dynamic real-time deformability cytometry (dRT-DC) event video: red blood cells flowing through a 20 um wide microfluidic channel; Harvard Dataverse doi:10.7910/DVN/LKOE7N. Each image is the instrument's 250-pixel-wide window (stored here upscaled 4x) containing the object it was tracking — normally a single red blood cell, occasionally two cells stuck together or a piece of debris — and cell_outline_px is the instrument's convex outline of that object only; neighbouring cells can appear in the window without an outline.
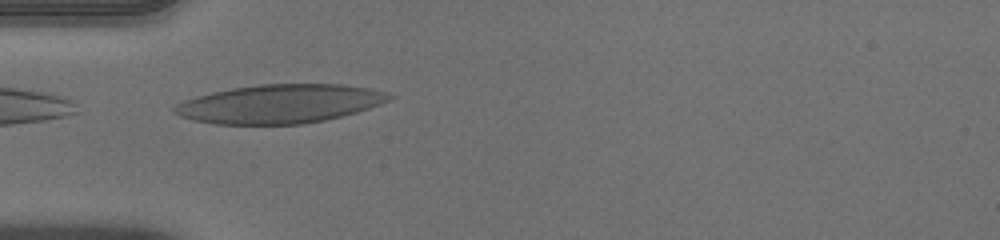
{"species": "human", "species_latin": "Homo sapiens", "temperature_condition": "warm", "stored_images_in_passage": 37, "camera_frame_rate_fps": 3000, "um_per_image_px": 0.085, "donor": {"sex": "male"}, "frame": {"image": 1, "passage_image": 2, "time_ms": 0.333, "image_size_px": [1000, 240], "cell_outline_px": [[396, 96], [380, 104], [356, 112], [324, 120], [304, 124], [212, 124], [192, 120], [180, 116], [172, 112], [172, 108], [176, 104], [184, 100], [196, 96], [212, 92], [232, 88], [260, 84], [340, 84], [368, 88], [388, 92]], "centroid_in_image_um": [23.75, 8.82], "position_along_channel_um": 61.3, "area_um2": 48.49}}
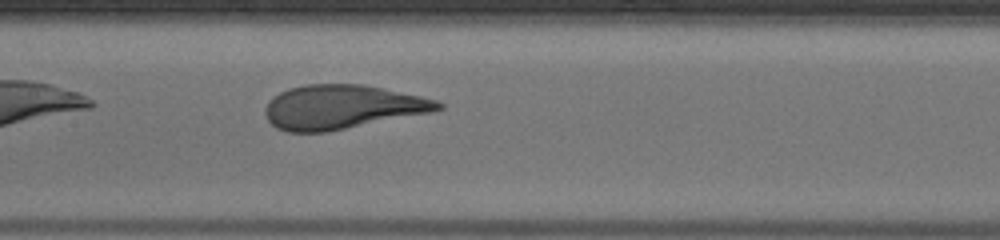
{"frame": {"image": 2, "passage_image": 11, "time_ms": 3.333, "image_size_px": [1000, 240], "cell_outline_px": [[444, 108], [432, 112], [328, 132], [288, 132], [276, 128], [268, 120], [264, 112], [264, 108], [268, 100], [272, 96], [288, 88], [308, 84], [364, 84], [384, 88], [420, 96], [436, 100], [444, 104]], "centroid_in_image_um": [29.05, 9.09], "position_along_channel_um": 178.3, "area_um2": 44.68}}
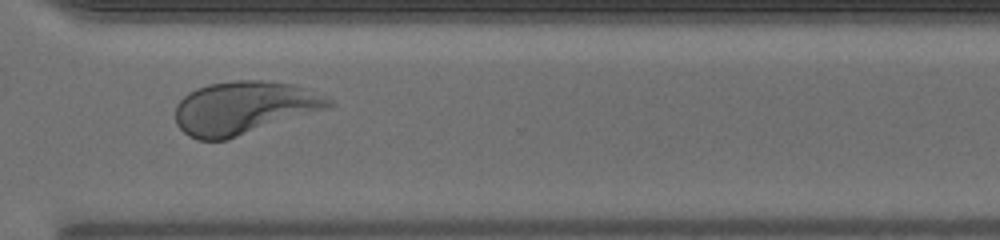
{"frame": {"image": 3, "passage_image": 24, "time_ms": 7.667, "image_size_px": [1000, 240], "cell_outline_px": [[336, 104], [328, 108], [228, 140], [196, 140], [188, 136], [176, 124], [176, 104], [188, 92], [196, 88], [208, 84], [236, 80], [260, 80], [296, 84], [332, 100]], "centroid_in_image_um": [20.72, 9.17], "position_along_channel_um": 349.9, "area_um2": 47.51}}